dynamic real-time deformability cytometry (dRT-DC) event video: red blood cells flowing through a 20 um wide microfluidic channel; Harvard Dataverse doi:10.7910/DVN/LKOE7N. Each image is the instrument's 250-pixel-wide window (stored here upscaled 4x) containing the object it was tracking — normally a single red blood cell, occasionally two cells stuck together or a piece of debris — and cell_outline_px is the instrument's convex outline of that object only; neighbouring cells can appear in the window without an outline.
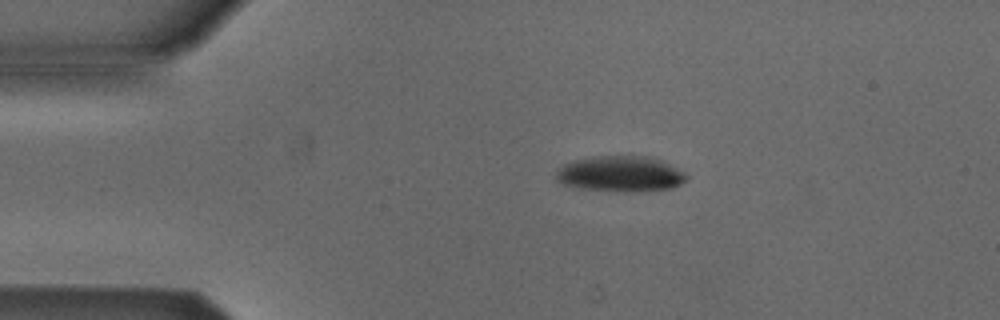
{"species": "Egyptian fruit bat (a non-hibernating species)", "species_latin": "Rousettus aegyptiacus", "temperature_condition": "cold", "stored_images_in_passage": 3, "camera_frame_rate_fps": 3000, "um_per_image_px": 0.085, "animal": {"sex": "male"}, "frame": {"image": 1, "passage_image": 1, "time_ms": 0.0, "image_size_px": [1000, 320], "cell_outline_px": [[688, 180], [672, 188], [584, 188], [564, 184], [556, 180], [556, 168], [564, 164], [576, 160], [592, 156], [648, 156], [664, 160], [684, 172], [688, 176]], "centroid_in_image_um": [52.74, 14.7], "position_along_channel_um": 32.3, "area_um2": 25.89}}
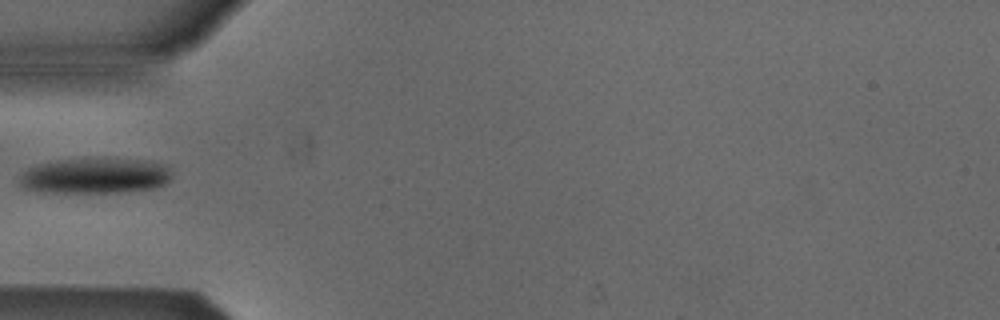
{"frame": {"image": 2, "passage_image": 3, "time_ms": 2.333, "image_size_px": [1000, 320], "cell_outline_px": [[172, 176], [164, 184], [156, 188], [120, 192], [44, 192], [24, 188], [20, 184], [20, 176], [28, 168], [40, 164], [56, 160], [100, 156], [148, 160], [164, 164], [168, 168]], "centroid_in_image_um": [8.12, 14.9], "position_along_channel_um": 76.9, "area_um2": 32.25}}